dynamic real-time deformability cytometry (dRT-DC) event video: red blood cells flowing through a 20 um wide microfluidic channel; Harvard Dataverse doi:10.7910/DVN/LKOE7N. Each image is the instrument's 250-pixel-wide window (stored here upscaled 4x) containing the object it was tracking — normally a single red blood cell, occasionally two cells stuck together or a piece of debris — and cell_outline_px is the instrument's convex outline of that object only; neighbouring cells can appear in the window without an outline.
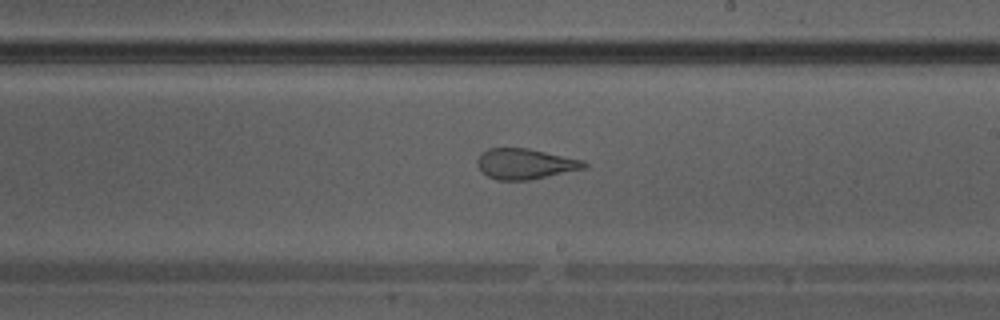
{"species": "Egyptian fruit bat (a non-hibernating species)", "species_latin": "Rousettus aegyptiacus", "temperature_condition": "warm", "stored_images_in_passage": 39, "camera_frame_rate_fps": 3000, "um_per_image_px": 0.085, "animal": {"sex": "male"}, "frame": {"image": 1, "passage_image": 23, "time_ms": 7.333, "image_size_px": [1000, 320], "cell_outline_px": [[588, 164], [584, 168], [532, 180], [496, 180], [488, 176], [476, 164], [476, 160], [480, 152], [488, 148], [528, 148], [580, 160]], "centroid_in_image_um": [44.57, 13.93], "position_along_channel_um": 244.4, "area_um2": 18.84}}